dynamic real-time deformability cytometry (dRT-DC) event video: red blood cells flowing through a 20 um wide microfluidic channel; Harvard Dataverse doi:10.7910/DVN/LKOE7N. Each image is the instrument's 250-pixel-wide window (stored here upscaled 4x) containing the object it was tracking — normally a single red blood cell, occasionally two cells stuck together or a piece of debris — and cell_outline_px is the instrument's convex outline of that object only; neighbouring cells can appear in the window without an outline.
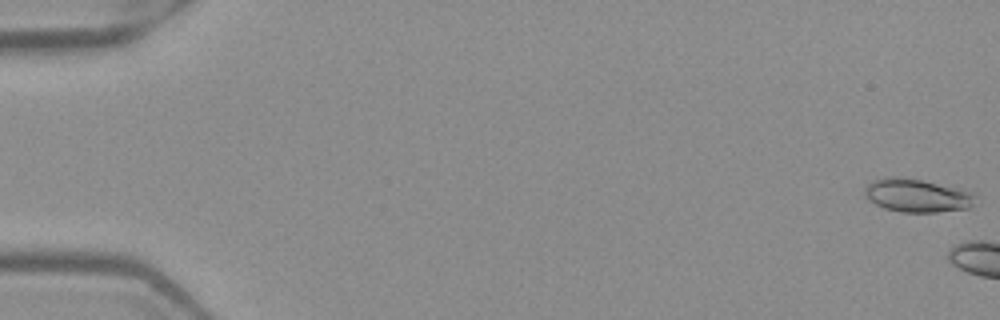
{"species": "Egyptian fruit bat (a non-hibernating species)", "species_latin": "Rousettus aegyptiacus", "temperature_condition": "warm", "stored_images_in_passage": 5, "camera_frame_rate_fps": 3000, "um_per_image_px": 0.085, "frame": {"image": 1, "passage_image": 1, "time_ms": 0.0, "image_size_px": [1000, 320], "cell_outline_px": [[976, 196], [972, 204], [968, 208], [936, 212], [900, 212], [884, 208], [868, 200], [864, 192], [864, 188], [872, 180], [888, 176], [900, 176], [960, 188], [972, 192]], "centroid_in_image_um": [77.91, 16.61], "position_along_channel_um": 7.1, "area_um2": 21.5}}